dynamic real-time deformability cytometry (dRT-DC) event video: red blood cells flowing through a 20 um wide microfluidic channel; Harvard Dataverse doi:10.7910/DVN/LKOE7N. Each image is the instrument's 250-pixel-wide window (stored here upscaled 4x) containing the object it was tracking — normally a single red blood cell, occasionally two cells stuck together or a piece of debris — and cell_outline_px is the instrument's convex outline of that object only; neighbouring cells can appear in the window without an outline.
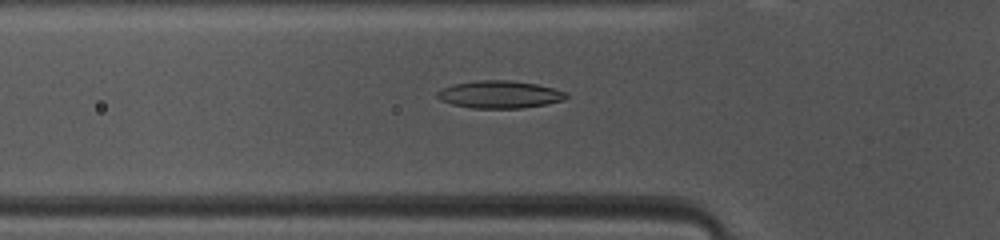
{"species": "common noctule bat (a hibernating species)", "species_latin": "Nyctalus noctula", "temperature_condition": "warm", "stored_images_in_passage": 47, "camera_frame_rate_fps": 3000, "um_per_image_px": 0.085, "animal": {"sex": "female", "body_mass_g": 10.0, "forearm_length_mm": 53.1}, "frame": {"image": 1, "passage_image": 14, "time_ms": 4.333, "image_size_px": [1000, 240], "cell_outline_px": [[568, 96], [564, 100], [544, 104], [520, 108], [472, 108], [452, 104], [440, 100], [436, 96], [436, 92], [452, 84], [476, 80], [512, 80], [536, 84], [552, 88], [564, 92]], "centroid_in_image_um": [42.42, 8.02], "position_along_channel_um": 83.4, "area_um2": 20.52}}
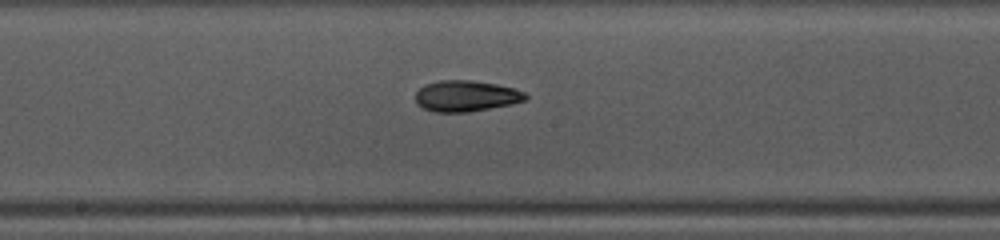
{"frame": {"image": 2, "passage_image": 23, "time_ms": 7.333, "image_size_px": [1000, 240], "cell_outline_px": [[528, 96], [524, 100], [512, 104], [468, 112], [432, 112], [416, 104], [416, 92], [424, 84], [440, 80], [472, 80], [496, 84], [512, 88], [524, 92]], "centroid_in_image_um": [39.58, 8.16], "position_along_channel_um": 208.6, "area_um2": 19.88}}
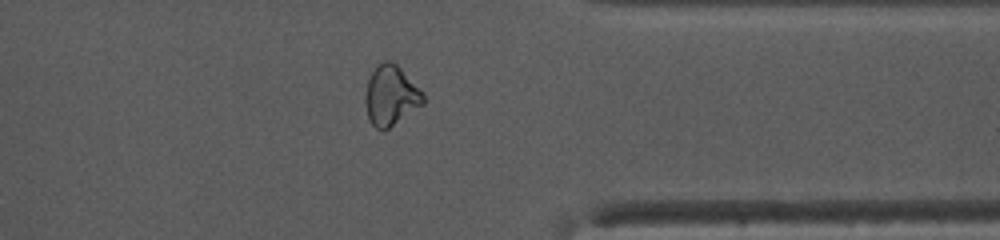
{"frame": {"image": 3, "passage_image": 36, "time_ms": 11.667, "image_size_px": [1000, 240], "cell_outline_px": [[424, 104], [384, 132], [376, 128], [372, 124], [368, 116], [364, 100], [364, 96], [368, 80], [372, 72], [384, 60], [392, 60], [424, 92]], "centroid_in_image_um": [33.23, 8.15], "position_along_channel_um": 378.2, "area_um2": 20.35}, "authors_computed_cell_mechanics": {"area_um2": 20.3456, "velocity_mm_per_s": 4.1391, "shape_relaxation_time_tau1_ms": 6.7417, "shape_relaxation_time_tau2_ms": 3.6038, "deformation_change_tau1": 0.1827, "deformation_change_tau2": 0.1016}}